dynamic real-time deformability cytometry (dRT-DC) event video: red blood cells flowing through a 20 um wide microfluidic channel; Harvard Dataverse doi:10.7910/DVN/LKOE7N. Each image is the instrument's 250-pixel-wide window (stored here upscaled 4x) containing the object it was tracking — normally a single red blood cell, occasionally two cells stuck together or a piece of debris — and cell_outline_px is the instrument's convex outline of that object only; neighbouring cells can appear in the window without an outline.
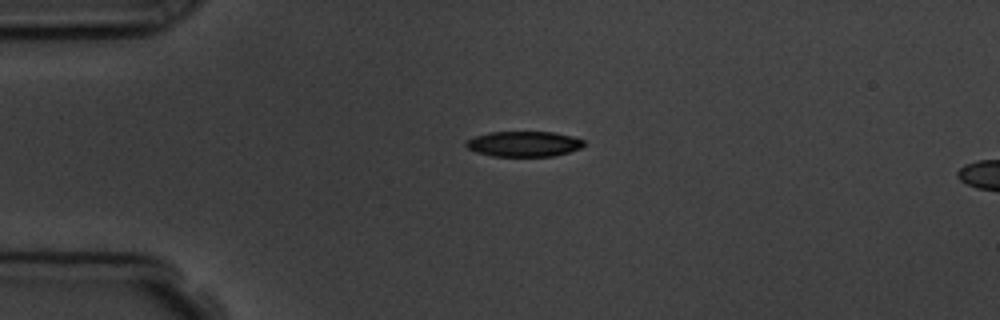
{"species": "common noctule bat (a hibernating species)", "species_latin": "Nyctalus noctula", "temperature_condition": "room temperature", "stored_images_in_passage": 2, "camera_frame_rate_fps": 3000, "um_per_image_px": 0.085, "animal": {"sex": "male", "body_mass_g": 19.5, "forearm_length_mm": 54.6}, "frame": {"image": 1, "passage_image": 1, "time_ms": 0.0, "image_size_px": [1000, 320], "cell_outline_px": [[584, 144], [580, 148], [568, 152], [552, 156], [492, 156], [476, 152], [468, 148], [464, 144], [468, 140], [476, 136], [488, 132], [552, 132], [572, 136], [584, 140]], "centroid_in_image_um": [44.52, 12.23], "position_along_channel_um": 40.5, "area_um2": 17.28}}